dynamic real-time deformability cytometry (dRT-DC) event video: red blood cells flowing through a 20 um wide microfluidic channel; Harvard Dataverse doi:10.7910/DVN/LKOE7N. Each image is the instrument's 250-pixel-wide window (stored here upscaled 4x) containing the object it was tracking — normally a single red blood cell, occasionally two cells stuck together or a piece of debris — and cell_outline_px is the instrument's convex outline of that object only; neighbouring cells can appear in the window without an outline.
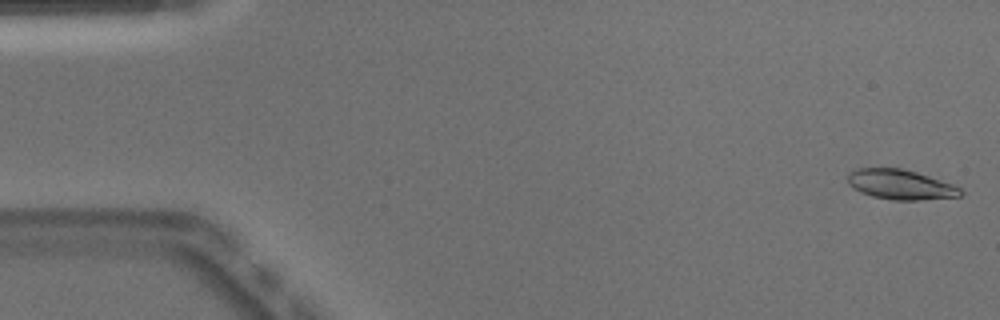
{"species": "Egyptian fruit bat (a non-hibernating species)", "species_latin": "Rousettus aegyptiacus", "temperature_condition": "warm", "stored_images_in_passage": 50, "camera_frame_rate_fps": 3000, "um_per_image_px": 0.085, "animal": {"sex": "male"}, "frame": {"image": 1, "passage_image": 1, "time_ms": 0.0, "image_size_px": [1000, 320], "cell_outline_px": [[964, 192], [960, 196], [920, 200], [892, 200], [872, 196], [860, 192], [848, 184], [848, 176], [856, 168], [900, 168], [916, 172], [952, 184], [960, 188]], "centroid_in_image_um": [76.54, 15.69], "position_along_channel_um": 8.5, "area_um2": 19.48}}
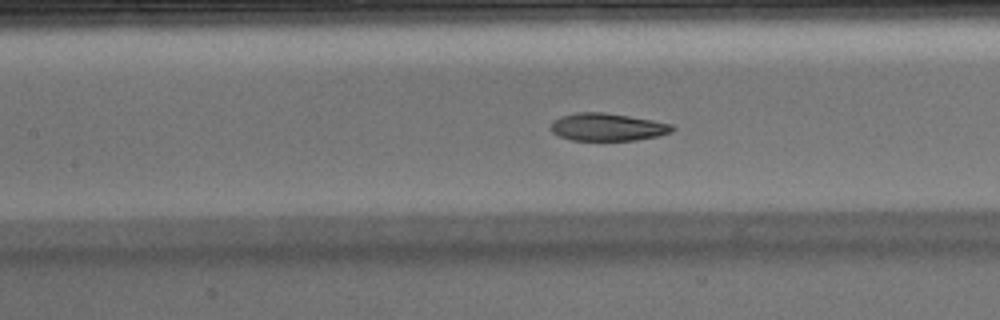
{"frame": {"image": 2, "passage_image": 22, "time_ms": 7.0, "image_size_px": [1000, 320], "cell_outline_px": [[676, 128], [672, 132], [656, 136], [636, 140], [572, 140], [560, 136], [552, 132], [548, 128], [552, 120], [560, 116], [576, 112], [604, 112], [652, 120], [672, 124]], "centroid_in_image_um": [51.59, 10.79], "position_along_channel_um": 155.8, "area_um2": 19.65}}
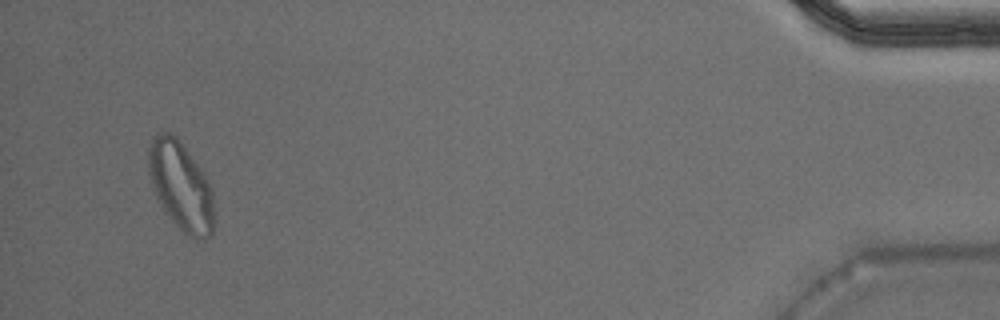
{"frame": {"image": 3, "passage_image": 48, "time_ms": 15.667, "image_size_px": [1000, 320], "cell_outline_px": [[212, 232], [204, 240], [196, 240], [188, 236], [172, 220], [160, 204], [152, 188], [148, 172], [148, 148], [152, 136], [160, 132], [168, 132], [176, 136], [200, 168], [208, 180], [212, 192]], "centroid_in_image_um": [15.33, 15.79], "position_along_channel_um": 419.9, "area_um2": 33.52}, "authors_computed_cell_mechanics": {"area_um2": 20.7791, "velocity_mm_per_s": 3.9564, "shape_relaxation_time_tau1_ms": null, "shape_relaxation_time_tau2_ms": 1.7552, "deformation_change_tau1": null, "deformation_change_tau2": 0.0719}}